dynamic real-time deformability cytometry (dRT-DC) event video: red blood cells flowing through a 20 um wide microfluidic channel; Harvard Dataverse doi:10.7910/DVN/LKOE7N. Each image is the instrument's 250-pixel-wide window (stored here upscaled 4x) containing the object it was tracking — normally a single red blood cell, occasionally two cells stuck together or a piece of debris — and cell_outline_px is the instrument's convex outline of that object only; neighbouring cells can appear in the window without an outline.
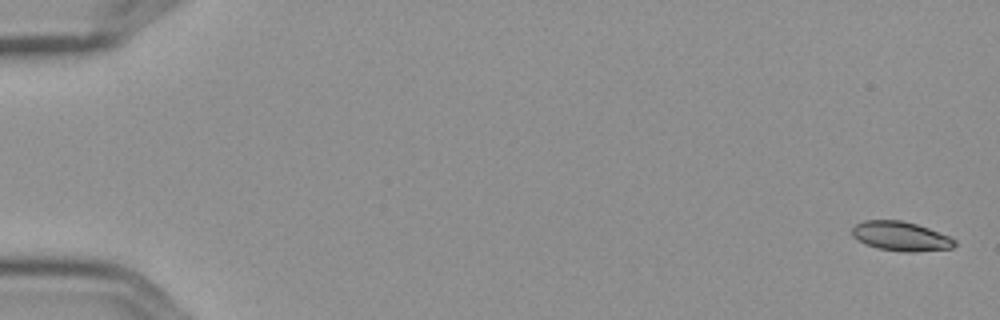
{"species": "Egyptian fruit bat (a non-hibernating species)", "species_latin": "Rousettus aegyptiacus", "temperature_condition": "cold", "stored_images_in_passage": 10, "camera_frame_rate_fps": 3000, "um_per_image_px": 0.085, "frame": {"image": 1, "passage_image": 1, "time_ms": 0.0, "image_size_px": [1000, 320], "cell_outline_px": [[956, 244], [952, 248], [916, 252], [904, 252], [876, 248], [852, 236], [852, 228], [856, 224], [864, 220], [900, 220], [916, 224], [928, 228], [948, 236], [956, 240]], "centroid_in_image_um": [76.57, 20.08], "position_along_channel_um": 8.4, "area_um2": 17.4}}
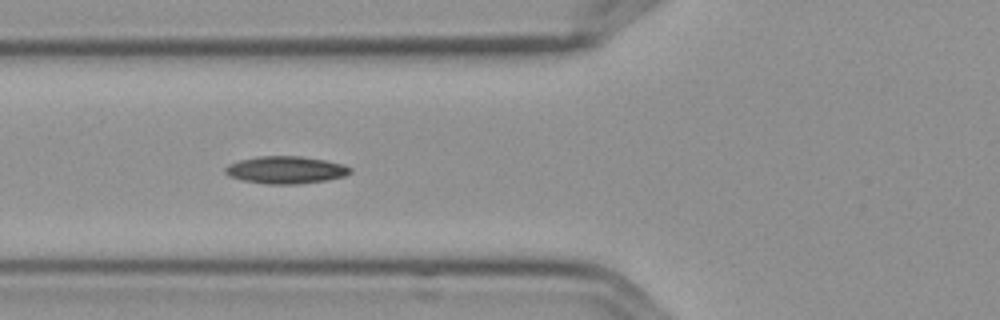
{"frame": {"image": 2, "passage_image": 7, "time_ms": 2.0, "image_size_px": [1000, 320], "cell_outline_px": [[352, 172], [344, 176], [324, 180], [296, 184], [268, 184], [244, 180], [228, 176], [224, 172], [224, 168], [228, 164], [240, 160], [260, 156], [300, 156], [324, 160], [344, 164], [352, 168]], "centroid_in_image_um": [24.28, 14.44], "position_along_channel_um": 101.5, "area_um2": 19.83}}
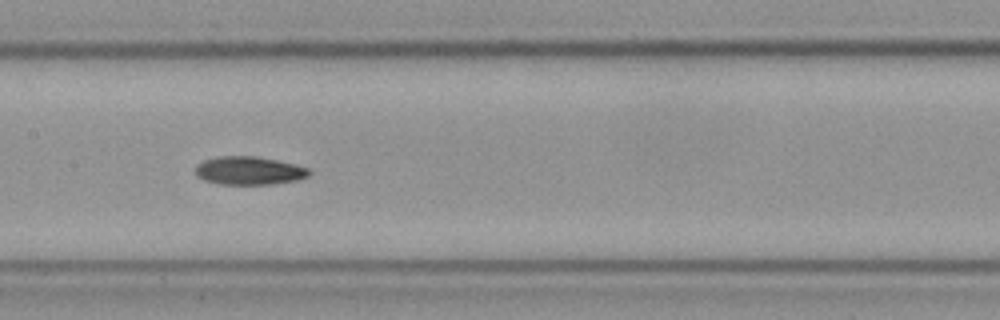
{"frame": {"image": 3, "passage_image": 9, "time_ms": 2.667, "image_size_px": [1000, 320], "cell_outline_px": [[312, 172], [308, 176], [296, 180], [272, 184], [220, 184], [204, 180], [196, 176], [196, 164], [204, 160], [220, 156], [256, 156], [296, 164], [308, 168]], "centroid_in_image_um": [21.17, 14.5], "position_along_channel_um": 186.2, "area_um2": 18.73}}